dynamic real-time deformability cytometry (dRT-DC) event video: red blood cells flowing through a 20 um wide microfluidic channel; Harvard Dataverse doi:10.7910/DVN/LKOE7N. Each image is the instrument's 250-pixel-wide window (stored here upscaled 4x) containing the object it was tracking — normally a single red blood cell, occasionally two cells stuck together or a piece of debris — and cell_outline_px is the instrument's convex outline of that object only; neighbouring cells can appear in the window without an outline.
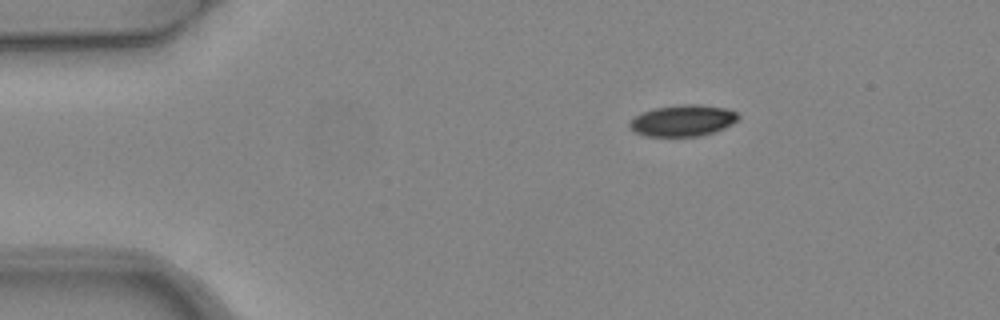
{"species": "common noctule bat (a hibernating species)", "species_latin": "Nyctalus noctula", "temperature_condition": "warm", "stored_images_in_passage": 3, "camera_frame_rate_fps": 3000, "um_per_image_px": 0.085, "animal": {"sex": "female", "body_mass_g": 24.6, "forearm_length_mm": 56.2}, "frame": {"image": 1, "passage_image": 1, "time_ms": 0.0, "image_size_px": [1000, 320], "cell_outline_px": [[740, 116], [732, 124], [724, 128], [700, 136], [644, 136], [632, 132], [628, 128], [628, 124], [636, 116], [644, 112], [656, 108], [680, 104], [696, 104], [724, 108], [736, 112]], "centroid_in_image_um": [58.0, 10.26], "position_along_channel_um": 27.0, "area_um2": 19.77}}